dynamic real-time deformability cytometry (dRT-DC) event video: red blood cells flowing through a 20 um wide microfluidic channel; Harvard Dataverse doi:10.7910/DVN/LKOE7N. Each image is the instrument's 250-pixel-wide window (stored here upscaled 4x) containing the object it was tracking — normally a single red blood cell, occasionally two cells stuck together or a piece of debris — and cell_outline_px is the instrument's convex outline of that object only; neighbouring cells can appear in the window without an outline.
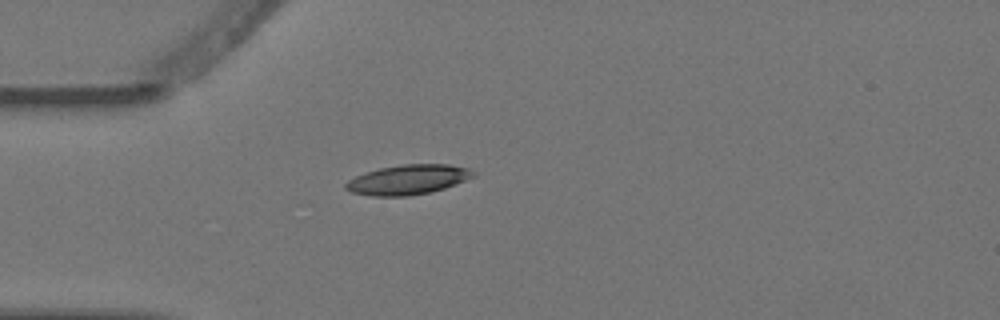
{"species": "Egyptian fruit bat (a non-hibernating species)", "species_latin": "Rousettus aegyptiacus", "temperature_condition": "warm", "stored_images_in_passage": 1, "camera_frame_rate_fps": 3000, "um_per_image_px": 0.085, "animal": {"sex": "female"}, "frame": {"image": 1, "passage_image": 1, "time_ms": 0.0, "image_size_px": [1000, 320], "cell_outline_px": [[476, 176], [456, 184], [432, 192], [408, 196], [372, 196], [352, 192], [344, 188], [344, 184], [348, 180], [356, 176], [380, 168], [400, 164], [448, 164], [468, 168]], "centroid_in_image_um": [34.68, 15.27], "position_along_channel_um": 50.3, "area_um2": 22.08}}